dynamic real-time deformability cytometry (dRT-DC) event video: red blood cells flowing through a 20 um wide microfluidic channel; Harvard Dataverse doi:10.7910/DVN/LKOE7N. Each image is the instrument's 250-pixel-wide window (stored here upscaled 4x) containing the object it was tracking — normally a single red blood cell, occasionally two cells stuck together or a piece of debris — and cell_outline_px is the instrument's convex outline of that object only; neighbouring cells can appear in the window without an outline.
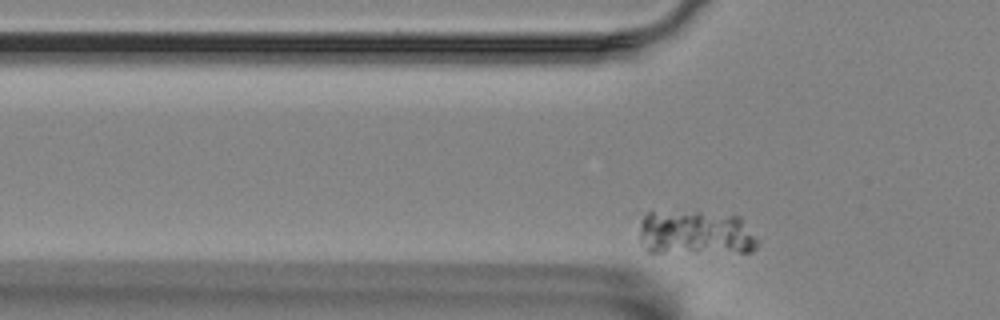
{"species": "Egyptian fruit bat (a non-hibernating species)", "species_latin": "Rousettus aegyptiacus", "temperature_condition": "room temperature", "stored_images_in_passage": 36, "camera_frame_rate_fps": 3000, "um_per_image_px": 0.085, "animal": {"sex": "female"}, "frame": {"image": 1, "passage_image": 3, "time_ms": 0.667, "image_size_px": [1000, 320], "cell_outline_px": [[760, 244], [752, 252], [648, 252], [644, 248], [640, 236], [640, 224], [644, 216], [648, 212], [700, 212], [740, 216], [760, 240]], "centroid_in_image_um": [59.19, 19.8], "position_along_channel_um": 66.6, "area_um2": 30.92}}
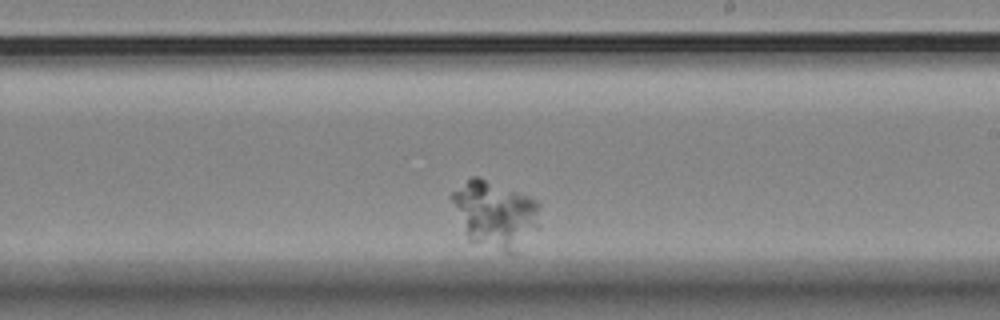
{"frame": {"image": 2, "passage_image": 21, "time_ms": 6.667, "image_size_px": [1000, 320], "cell_outline_px": [[540, 204], [536, 224], [516, 256], [508, 256], [468, 240], [448, 196], [452, 192], [472, 176], [480, 176], [528, 196], [536, 200]], "centroid_in_image_um": [42.04, 18.25], "position_along_channel_um": 247.0, "area_um2": 34.68}}
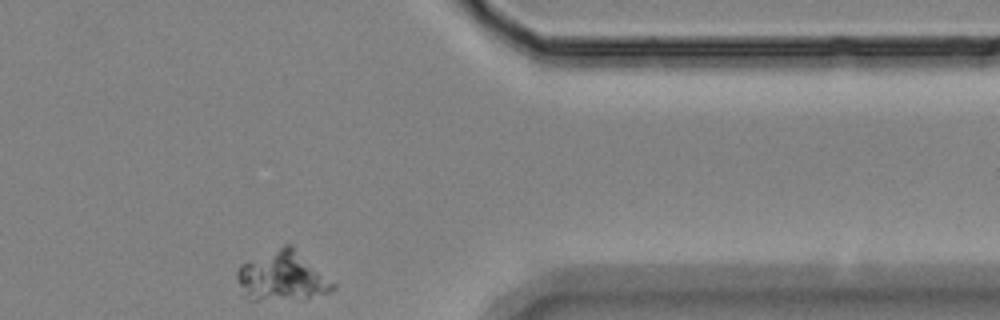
{"frame": {"image": 3, "passage_image": 36, "time_ms": 11.667, "image_size_px": [1000, 320], "cell_outline_px": [[336, 288], [328, 292], [308, 296], [260, 300], [252, 300], [236, 280], [236, 272], [240, 264], [284, 244], [292, 244], [336, 284]], "centroid_in_image_um": [24.0, 23.42], "position_along_channel_um": 387.4, "area_um2": 26.93}}